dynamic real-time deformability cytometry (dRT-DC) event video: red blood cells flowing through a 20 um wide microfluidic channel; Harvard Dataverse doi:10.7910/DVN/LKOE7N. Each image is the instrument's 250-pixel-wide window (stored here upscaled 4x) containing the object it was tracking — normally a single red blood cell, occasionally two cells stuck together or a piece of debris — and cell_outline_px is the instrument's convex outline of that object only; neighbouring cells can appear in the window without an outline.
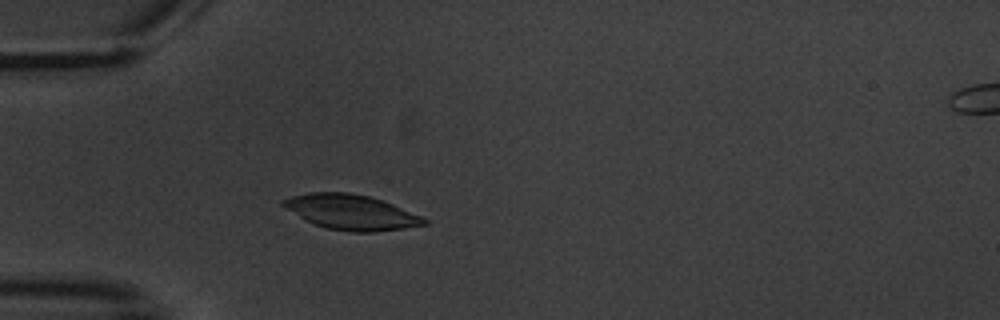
{"species": "common noctule bat (a hibernating species)", "species_latin": "Nyctalus noctula", "temperature_condition": "warm", "stored_images_in_passage": 4, "camera_frame_rate_fps": 3000, "um_per_image_px": 0.085, "animal": {"sex": "male", "body_mass_g": 20.1, "forearm_length_mm": 53.5}, "frame": {"image": 1, "passage_image": 4, "time_ms": 5.0, "image_size_px": [1000, 320], "cell_outline_px": [[428, 224], [376, 232], [352, 232], [328, 228], [304, 220], [280, 204], [280, 200], [292, 196], [308, 192], [348, 192], [368, 196], [392, 204], [420, 216], [428, 220]], "centroid_in_image_um": [29.81, 18.03], "position_along_channel_um": 55.2, "area_um2": 28.5}}